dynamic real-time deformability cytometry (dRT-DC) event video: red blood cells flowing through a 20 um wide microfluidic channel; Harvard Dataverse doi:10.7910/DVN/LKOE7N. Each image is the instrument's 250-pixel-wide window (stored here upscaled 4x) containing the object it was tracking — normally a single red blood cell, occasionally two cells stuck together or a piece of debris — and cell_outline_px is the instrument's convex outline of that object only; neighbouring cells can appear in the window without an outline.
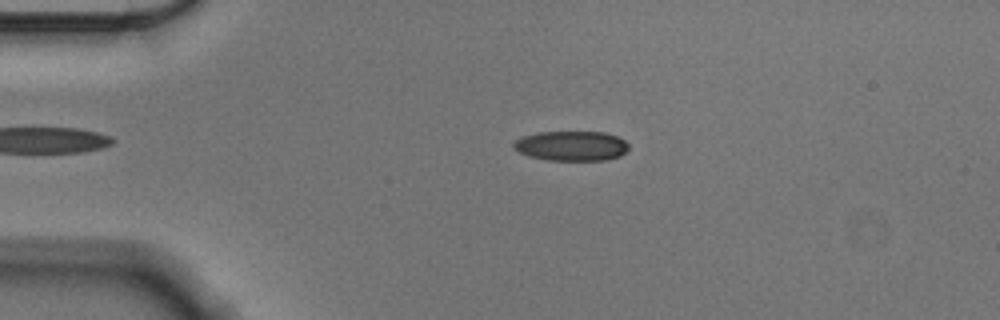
{"species": "Egyptian fruit bat (a non-hibernating species)", "species_latin": "Rousettus aegyptiacus", "temperature_condition": "cold", "stored_images_in_passage": 48, "camera_frame_rate_fps": 3000, "um_per_image_px": 0.085, "animal": {"sex": "male"}, "frame": {"image": 1, "passage_image": 4, "time_ms": 1.0, "image_size_px": [1000, 320], "cell_outline_px": [[628, 148], [620, 156], [604, 160], [548, 160], [528, 156], [520, 152], [512, 144], [516, 140], [524, 136], [536, 132], [604, 132], [616, 136], [624, 140], [628, 144]], "centroid_in_image_um": [48.57, 12.4], "position_along_channel_um": 36.4, "area_um2": 19.83}}
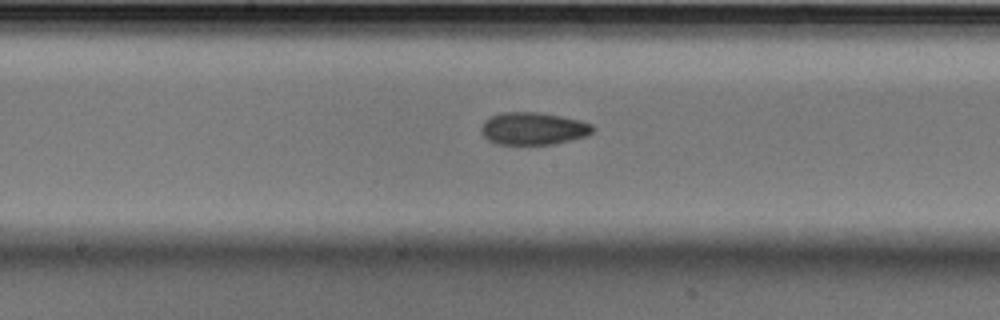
{"frame": {"image": 2, "passage_image": 21, "time_ms": 6.667, "image_size_px": [1000, 320], "cell_outline_px": [[592, 132], [588, 136], [552, 144], [496, 144], [488, 140], [480, 132], [480, 128], [484, 120], [500, 112], [536, 112], [560, 116], [580, 120], [592, 124]], "centroid_in_image_um": [45.29, 10.93], "position_along_channel_um": 202.9, "area_um2": 21.1}}
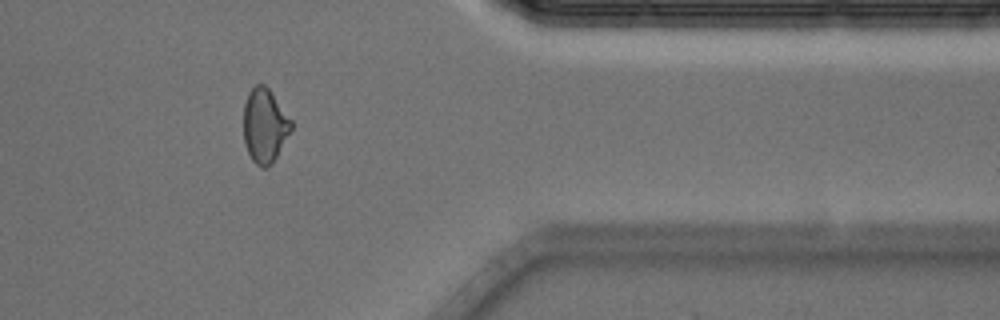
{"frame": {"image": 3, "passage_image": 38, "time_ms": 12.333, "image_size_px": [1000, 320], "cell_outline_px": [[292, 128], [272, 164], [268, 168], [260, 168], [252, 160], [244, 144], [244, 104], [248, 92], [256, 84], [264, 84], [268, 88], [292, 120]], "centroid_in_image_um": [22.49, 10.69], "position_along_channel_um": 388.9, "area_um2": 20.58}, "authors_computed_cell_mechanics": {"area_um2": 20.6924, "velocity_mm_per_s": 3.5698, "shape_relaxation_time_tau1_ms": 5.5547, "shape_relaxation_time_tau2_ms": 3.7599, "deformation_change_tau1": 0.1216, "deformation_change_tau2": 0.083}}